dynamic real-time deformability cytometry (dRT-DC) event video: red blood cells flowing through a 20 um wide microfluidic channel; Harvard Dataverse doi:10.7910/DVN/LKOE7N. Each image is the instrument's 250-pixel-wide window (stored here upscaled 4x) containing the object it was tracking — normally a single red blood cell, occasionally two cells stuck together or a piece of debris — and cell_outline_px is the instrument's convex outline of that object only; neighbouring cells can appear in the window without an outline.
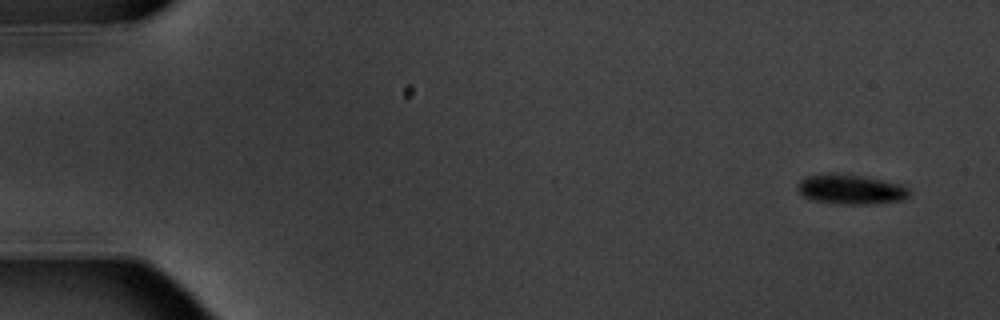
{"species": "common noctule bat (a hibernating species)", "species_latin": "Nyctalus noctula", "temperature_condition": "warm", "stored_images_in_passage": 5, "camera_frame_rate_fps": 3000, "um_per_image_px": 0.085, "animal": {"sex": "male", "body_mass_g": 20.1, "forearm_length_mm": 53.5}, "frame": {"image": 1, "passage_image": 1, "time_ms": 0.0, "image_size_px": [1000, 320], "cell_outline_px": [[908, 196], [904, 200], [868, 204], [840, 204], [812, 200], [804, 196], [796, 188], [800, 180], [804, 176], [832, 172], [836, 172], [860, 176], [900, 184], [908, 188]], "centroid_in_image_um": [72.26, 16.08], "position_along_channel_um": 12.7, "area_um2": 19.36}}
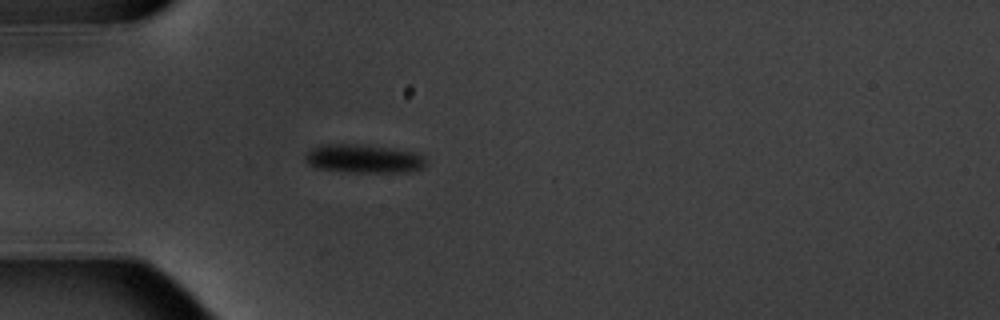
{"frame": {"image": 2, "passage_image": 5, "time_ms": 4.667, "image_size_px": [1000, 320], "cell_outline_px": [[424, 168], [408, 172], [344, 172], [316, 168], [308, 164], [304, 160], [304, 156], [312, 148], [320, 144], [364, 144], [412, 152], [424, 156]], "centroid_in_image_um": [30.85, 13.49], "position_along_channel_um": 54.2, "area_um2": 20.17}}